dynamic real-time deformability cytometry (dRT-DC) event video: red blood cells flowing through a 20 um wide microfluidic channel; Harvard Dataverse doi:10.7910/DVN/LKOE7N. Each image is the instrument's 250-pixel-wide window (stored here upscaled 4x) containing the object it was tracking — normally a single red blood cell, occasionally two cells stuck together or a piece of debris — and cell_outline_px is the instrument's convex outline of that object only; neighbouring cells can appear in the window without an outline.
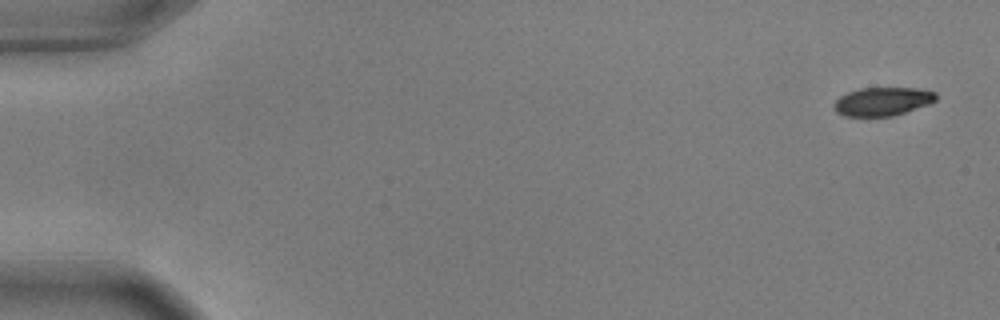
{"species": "common noctule bat (a hibernating species)", "species_latin": "Nyctalus noctula", "temperature_condition": "warm", "stored_images_in_passage": 55, "camera_frame_rate_fps": 3000, "um_per_image_px": 0.085, "animal": {"sex": "male", "body_mass_g": 17.9, "forearm_length_mm": 54.2}, "frame": {"image": 1, "passage_image": 1, "time_ms": 0.0, "image_size_px": [1000, 320], "cell_outline_px": [[936, 100], [928, 104], [892, 116], [844, 116], [836, 112], [832, 108], [832, 104], [840, 96], [848, 92], [860, 88], [920, 88], [936, 92]], "centroid_in_image_um": [74.98, 8.62], "position_along_channel_um": 10.0, "area_um2": 16.94}}
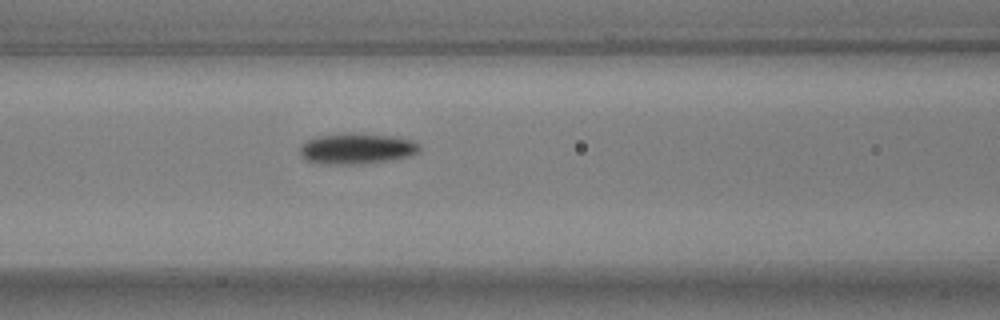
{"frame": {"image": 2, "passage_image": 23, "time_ms": 7.333, "image_size_px": [1000, 320], "cell_outline_px": [[420, 152], [412, 156], [364, 164], [328, 164], [308, 160], [300, 156], [300, 144], [316, 136], [344, 132], [360, 132], [392, 136], [412, 140], [420, 144]], "centroid_in_image_um": [30.34, 12.61], "position_along_channel_um": 136.3, "area_um2": 21.91}}
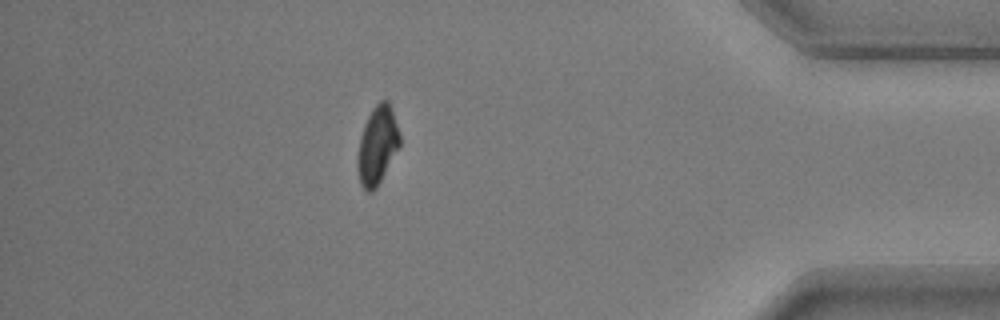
{"frame": {"image": 3, "passage_image": 48, "time_ms": 15.667, "image_size_px": [1000, 320], "cell_outline_px": [[400, 144], [376, 188], [372, 192], [368, 192], [360, 184], [356, 168], [356, 160], [360, 136], [364, 124], [372, 108], [380, 100], [388, 100], [392, 108], [400, 132]], "centroid_in_image_um": [32.05, 12.33], "position_along_channel_um": 403.1, "area_um2": 19.31}, "authors_computed_cell_mechanics": {"area_um2": 19.5364, "velocity_mm_per_s": 3.6574, "shape_relaxation_time_tau1_ms": 2.7157, "shape_relaxation_time_tau2_ms": 4.1362, "deformation_change_tau1": 0.1488, "deformation_change_tau2": 0.0812}}